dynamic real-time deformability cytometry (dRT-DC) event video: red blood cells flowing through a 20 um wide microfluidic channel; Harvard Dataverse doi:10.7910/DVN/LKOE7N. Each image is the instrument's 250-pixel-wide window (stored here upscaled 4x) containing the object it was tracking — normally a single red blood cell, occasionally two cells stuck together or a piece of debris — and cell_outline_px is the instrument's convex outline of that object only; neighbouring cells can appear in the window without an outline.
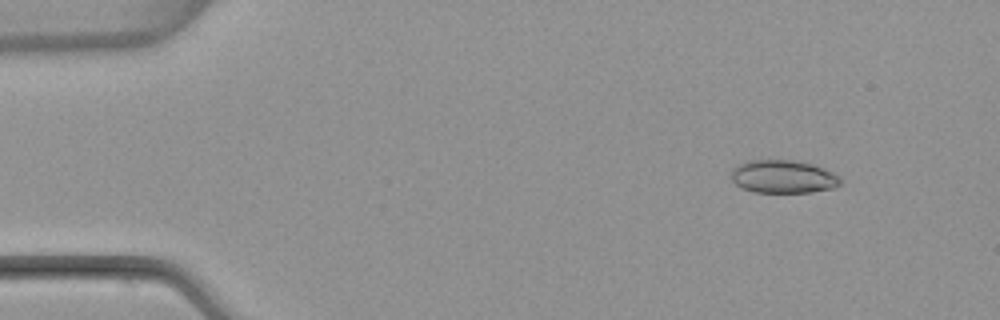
{"species": "common noctule bat (a hibernating species)", "species_latin": "Nyctalus noctula", "temperature_condition": "warm", "stored_images_in_passage": 7, "camera_frame_rate_fps": 3000, "um_per_image_px": 0.085, "animal": {"sex": "female", "body_mass_g": 22.7, "forearm_length_mm": 54.2}, "frame": {"image": 1, "passage_image": 2, "time_ms": 1.333, "image_size_px": [1000, 320], "cell_outline_px": [[840, 184], [832, 188], [812, 192], [752, 192], [740, 188], [732, 180], [732, 168], [736, 164], [748, 160], [792, 160], [812, 164], [832, 172], [840, 176]], "centroid_in_image_um": [66.52, 15.01], "position_along_channel_um": 18.5, "area_um2": 21.1}}
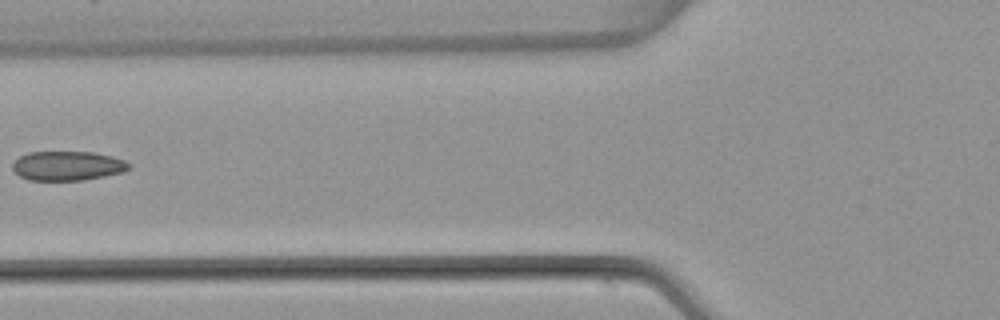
{"frame": {"image": 2, "passage_image": 6, "time_ms": 6.333, "image_size_px": [1000, 320], "cell_outline_px": [[132, 164], [124, 172], [104, 176], [80, 180], [28, 180], [20, 176], [12, 168], [12, 164], [20, 156], [28, 152], [92, 152], [112, 156], [124, 160]], "centroid_in_image_um": [5.74, 14.09], "position_along_channel_um": 120.1, "area_um2": 19.83}}
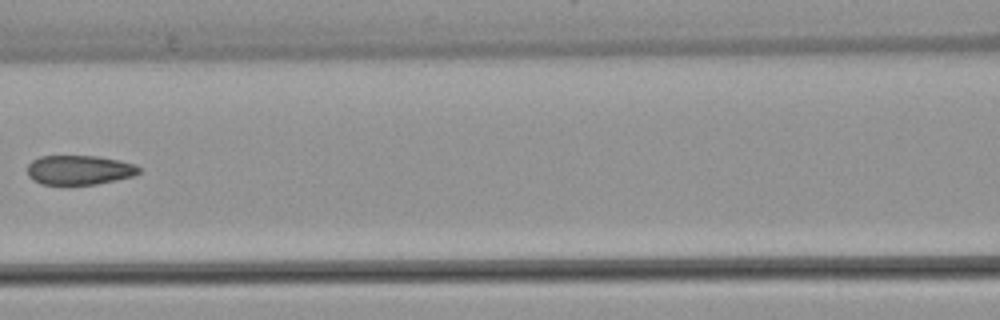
{"frame": {"image": 3, "passage_image": 7, "time_ms": 7.333, "image_size_px": [1000, 320], "cell_outline_px": [[140, 172], [132, 176], [116, 180], [96, 184], [40, 184], [32, 180], [28, 176], [28, 164], [32, 160], [40, 156], [96, 156], [136, 164], [140, 168]], "centroid_in_image_um": [6.71, 14.45], "position_along_channel_um": 159.9, "area_um2": 19.07}}